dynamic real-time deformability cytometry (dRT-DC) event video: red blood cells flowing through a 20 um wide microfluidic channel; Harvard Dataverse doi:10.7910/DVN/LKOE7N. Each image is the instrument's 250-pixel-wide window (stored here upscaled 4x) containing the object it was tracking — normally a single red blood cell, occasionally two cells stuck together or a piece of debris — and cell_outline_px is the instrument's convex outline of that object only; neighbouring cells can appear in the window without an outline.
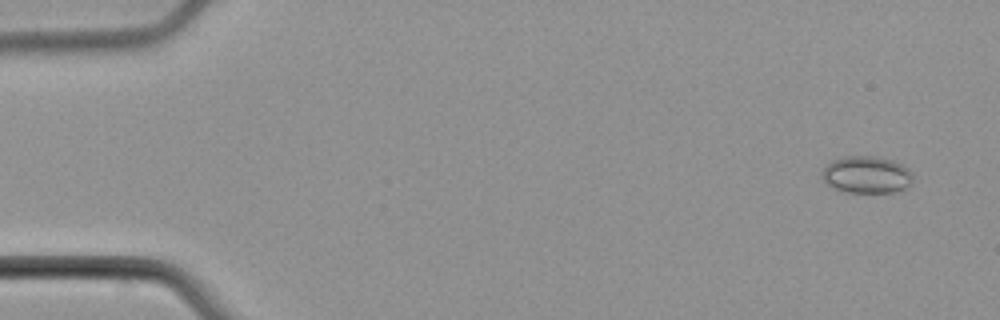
{"species": "common noctule bat (a hibernating species)", "species_latin": "Nyctalus noctula", "temperature_condition": "cold", "stored_images_in_passage": 4, "camera_frame_rate_fps": 3000, "um_per_image_px": 0.085, "animal": {"sex": "male", "body_mass_g": 21.5, "forearm_length_mm": 52.0}, "frame": {"image": 1, "passage_image": 1, "time_ms": 0.0, "image_size_px": [1000, 320], "cell_outline_px": [[912, 184], [904, 188], [892, 192], [848, 192], [836, 188], [828, 184], [824, 180], [820, 172], [832, 160], [844, 156], [876, 156], [892, 160], [908, 168], [912, 172]], "centroid_in_image_um": [73.67, 14.83], "position_along_channel_um": 11.3, "area_um2": 19.54}}